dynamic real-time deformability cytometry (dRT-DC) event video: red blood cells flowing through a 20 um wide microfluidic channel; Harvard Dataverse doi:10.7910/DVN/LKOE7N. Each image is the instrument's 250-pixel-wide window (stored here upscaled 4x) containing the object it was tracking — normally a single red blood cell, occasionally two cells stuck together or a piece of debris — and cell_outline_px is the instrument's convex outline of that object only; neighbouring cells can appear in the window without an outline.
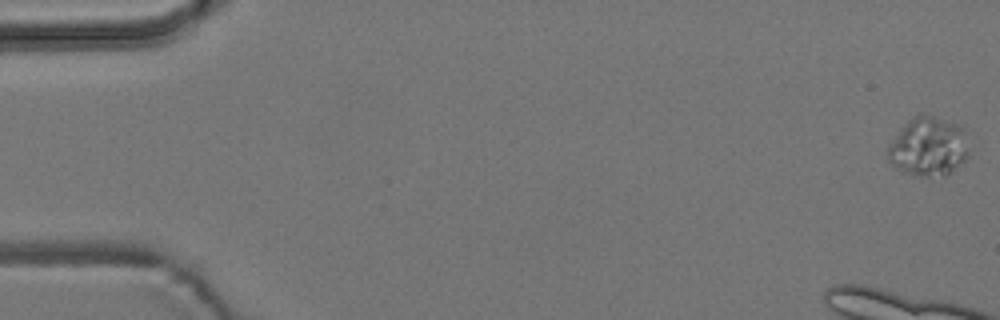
{"species": "common noctule bat (a hibernating species)", "species_latin": "Nyctalus noctula", "temperature_condition": "room temperature", "stored_images_in_passage": 14, "camera_frame_rate_fps": 3000, "um_per_image_px": 0.085, "animal": {"sex": "male", "body_mass_g": 19.2, "forearm_length_mm": 51.8}, "frame": {"image": 1, "passage_image": 1, "time_ms": 0.0, "image_size_px": [1000, 320], "cell_outline_px": [[968, 156], [960, 164], [944, 176], [916, 176], [900, 172], [888, 160], [888, 144], [900, 128], [912, 116], [932, 116], [964, 124], [968, 152]], "centroid_in_image_um": [78.91, 12.46], "position_along_channel_um": 6.1, "area_um2": 28.15}}